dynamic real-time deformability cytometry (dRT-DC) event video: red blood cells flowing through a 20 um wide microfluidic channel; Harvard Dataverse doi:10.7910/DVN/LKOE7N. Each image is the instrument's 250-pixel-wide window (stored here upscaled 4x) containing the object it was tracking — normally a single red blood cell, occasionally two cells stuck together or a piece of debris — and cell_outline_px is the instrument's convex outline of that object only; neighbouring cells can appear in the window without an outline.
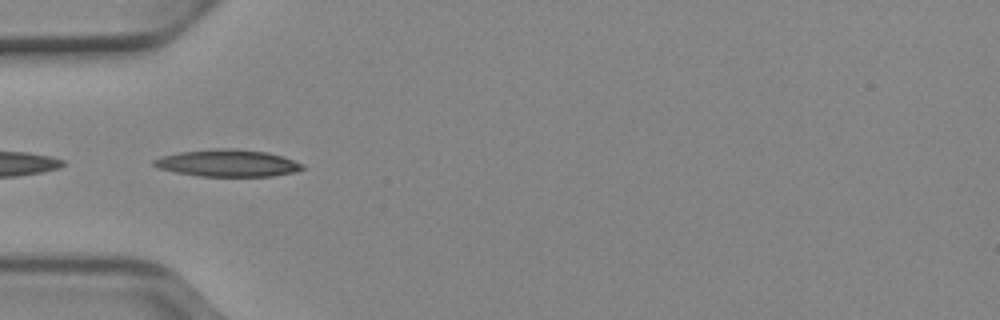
{"species": "Egyptian fruit bat (a non-hibernating species)", "species_latin": "Rousettus aegyptiacus", "temperature_condition": "cold", "stored_images_in_passage": 22, "camera_frame_rate_fps": 3000, "um_per_image_px": 0.085, "animal": {"sex": "female"}, "frame": {"image": 1, "passage_image": 17, "time_ms": 5.333, "image_size_px": [1000, 320], "cell_outline_px": [[304, 168], [296, 172], [272, 176], [200, 176], [176, 172], [160, 168], [152, 164], [152, 160], [160, 156], [180, 152], [216, 148], [236, 148], [268, 152], [304, 164]], "centroid_in_image_um": [19.35, 13.86], "position_along_channel_um": 65.7, "area_um2": 23.41}}